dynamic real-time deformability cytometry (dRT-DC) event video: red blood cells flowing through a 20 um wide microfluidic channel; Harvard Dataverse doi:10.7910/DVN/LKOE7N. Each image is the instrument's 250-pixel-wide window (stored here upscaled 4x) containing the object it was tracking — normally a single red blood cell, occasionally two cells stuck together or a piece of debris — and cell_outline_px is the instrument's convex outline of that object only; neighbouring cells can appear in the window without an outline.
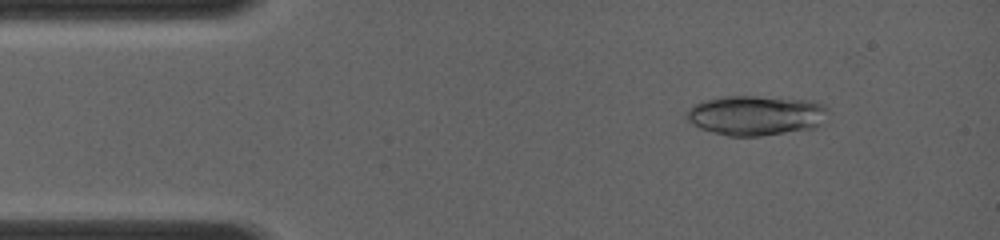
{"species": "common noctule bat (a hibernating species)", "species_latin": "Nyctalus noctula", "temperature_condition": "room temperature", "stored_images_in_passage": 10, "camera_frame_rate_fps": 4000, "um_per_image_px": 0.085, "animal": {"sex": "female", "body_mass_g": 19.0, "forearm_length_mm": 56.7}, "frame": {"image": 1, "passage_image": 4, "time_ms": 1.5, "image_size_px": [1000, 240], "cell_outline_px": [[828, 112], [820, 124], [816, 128], [760, 136], [728, 136], [712, 132], [700, 128], [692, 124], [684, 116], [684, 112], [692, 104], [700, 100], [724, 96], [756, 96], [808, 100], [824, 104], [828, 108]], "centroid_in_image_um": [64.19, 9.8], "position_along_channel_um": 20.8, "area_um2": 33.29}}
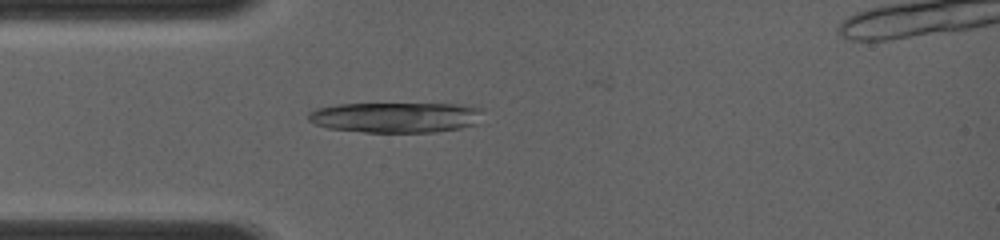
{"frame": {"image": 2, "passage_image": 9, "time_ms": 3.5, "image_size_px": [1000, 240], "cell_outline_px": [[480, 112], [476, 124], [460, 128], [436, 132], [364, 132], [328, 128], [316, 124], [308, 120], [308, 112], [316, 108], [336, 104], [456, 104], [480, 108]], "centroid_in_image_um": [33.57, 9.97], "position_along_channel_um": 51.4, "area_um2": 30.75}}